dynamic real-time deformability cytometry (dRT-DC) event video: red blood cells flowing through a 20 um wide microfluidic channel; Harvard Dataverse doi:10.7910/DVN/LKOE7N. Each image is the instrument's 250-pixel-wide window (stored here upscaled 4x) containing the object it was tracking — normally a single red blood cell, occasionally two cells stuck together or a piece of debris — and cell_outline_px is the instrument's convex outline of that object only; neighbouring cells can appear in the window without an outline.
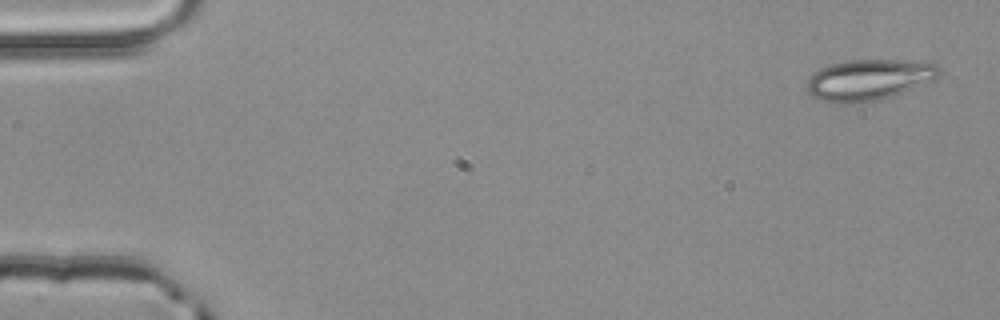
{"species": "common noctule bat (a hibernating species)", "species_latin": "Nyctalus noctula", "temperature_condition": "room temperature", "stored_images_in_passage": 4, "camera_frame_rate_fps": 3000, "um_per_image_px": 0.085, "animal": {"sex": "male", "body_mass_g": 20.4}, "frame": {"image": 1, "passage_image": 1, "time_ms": 0.0, "image_size_px": [1000, 320], "cell_outline_px": [[944, 72], [936, 80], [876, 100], [844, 104], [820, 100], [812, 96], [804, 88], [804, 84], [820, 68], [832, 64], [848, 60], [912, 60], [940, 64]], "centroid_in_image_um": [73.9, 6.76], "position_along_channel_um": 11.1, "area_um2": 31.73}}